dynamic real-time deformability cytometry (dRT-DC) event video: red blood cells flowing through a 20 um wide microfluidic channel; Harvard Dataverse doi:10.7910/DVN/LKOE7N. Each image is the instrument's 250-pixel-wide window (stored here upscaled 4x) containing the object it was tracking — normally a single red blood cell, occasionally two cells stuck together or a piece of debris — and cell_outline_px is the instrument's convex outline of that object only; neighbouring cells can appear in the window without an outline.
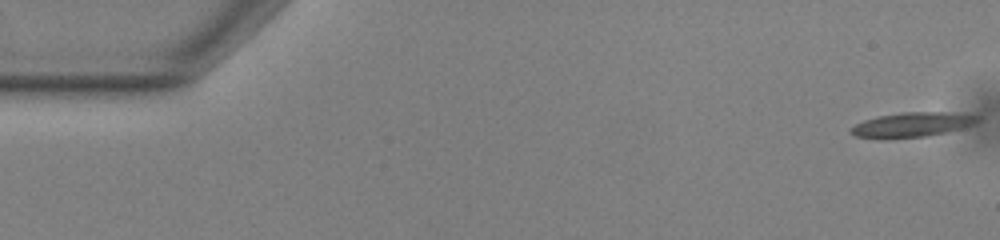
{"species": "common noctule bat (a hibernating species)", "species_latin": "Nyctalus noctula", "temperature_condition": "warm", "stored_images_in_passage": 54, "camera_frame_rate_fps": 3000, "um_per_image_px": 0.085, "animal": {"sex": "male", "body_mass_g": 13.0, "forearm_length_mm": 53.1}, "frame": {"image": 1, "passage_image": 1, "time_ms": 0.0, "image_size_px": [1000, 240], "cell_outline_px": [[980, 120], [972, 124], [948, 132], [928, 136], [880, 140], [856, 136], [848, 132], [856, 124], [864, 120], [880, 116], [904, 112], [948, 112], [980, 116]], "centroid_in_image_um": [77.49, 10.62], "position_along_channel_um": 7.5, "area_um2": 18.32}}
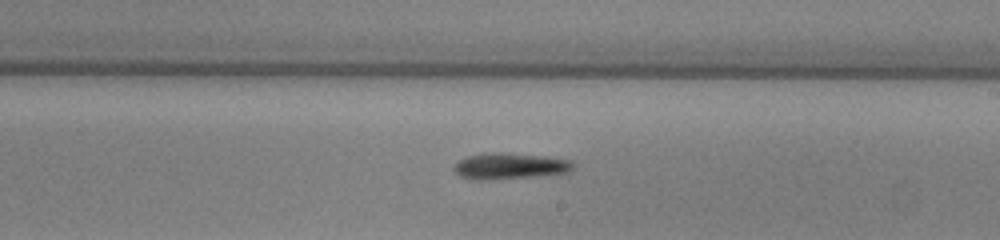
{"frame": {"image": 2, "passage_image": 31, "time_ms": 10.0, "image_size_px": [1000, 240], "cell_outline_px": [[572, 168], [568, 172], [540, 176], [488, 180], [480, 180], [460, 176], [452, 168], [460, 160], [468, 156], [488, 152], [500, 152], [544, 156], [572, 160]], "centroid_in_image_um": [43.33, 14.11], "position_along_channel_um": 245.7, "area_um2": 18.09}}
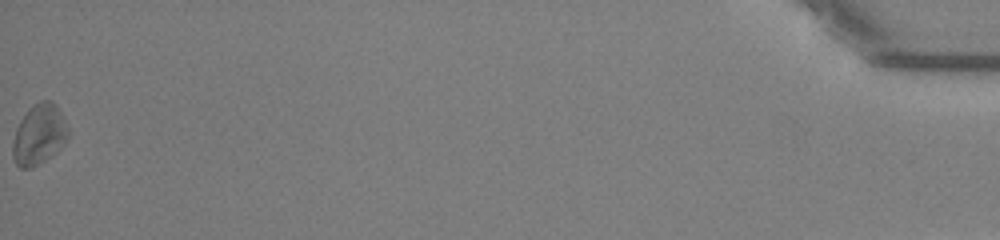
{"frame": {"image": 3, "passage_image": 54, "time_ms": 17.667, "image_size_px": [1000, 240], "cell_outline_px": [[68, 136], [60, 148], [52, 156], [32, 168], [20, 168], [16, 164], [12, 156], [12, 144], [16, 128], [20, 120], [28, 108], [40, 100], [52, 100], [56, 104], [68, 128]], "centroid_in_image_um": [3.3, 11.43], "position_along_channel_um": 431.9, "area_um2": 19.59}, "authors_computed_cell_mechanics": {"area_um2": 17.4845, "velocity_mm_per_s": 3.8185, "shape_relaxation_time_tau1_ms": 4.5217, "shape_relaxation_time_tau2_ms": null, "deformation_change_tau1": 0.1271, "deformation_change_tau2": null}}